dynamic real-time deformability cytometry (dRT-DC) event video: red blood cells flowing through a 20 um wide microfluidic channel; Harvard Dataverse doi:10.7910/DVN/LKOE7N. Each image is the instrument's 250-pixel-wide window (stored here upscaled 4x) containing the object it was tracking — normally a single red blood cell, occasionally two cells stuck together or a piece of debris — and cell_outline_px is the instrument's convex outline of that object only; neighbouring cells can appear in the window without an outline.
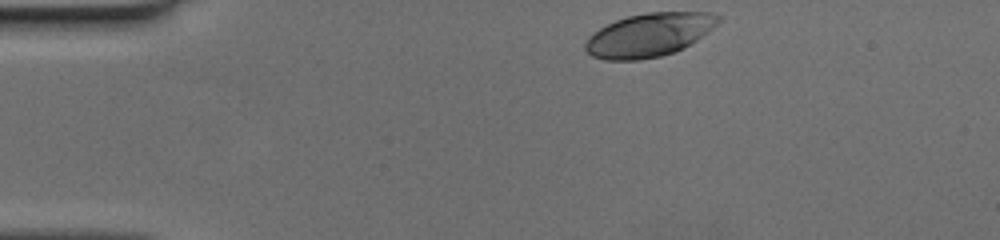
{"species": "human", "species_latin": "Homo sapiens", "temperature_condition": "cold", "stored_images_in_passage": 43, "camera_frame_rate_fps": 3000, "um_per_image_px": 0.085, "donor": {"sex": "female"}, "frame": {"image": 1, "passage_image": 1, "time_ms": 0.0, "image_size_px": [1000, 240], "cell_outline_px": [[720, 20], [712, 28], [696, 40], [684, 48], [660, 56], [640, 60], [604, 60], [592, 56], [584, 48], [584, 44], [588, 36], [600, 28], [616, 20], [628, 16], [648, 12], [716, 12], [720, 16]], "centroid_in_image_um": [55.16, 2.96], "position_along_channel_um": 29.8, "area_um2": 33.58}}
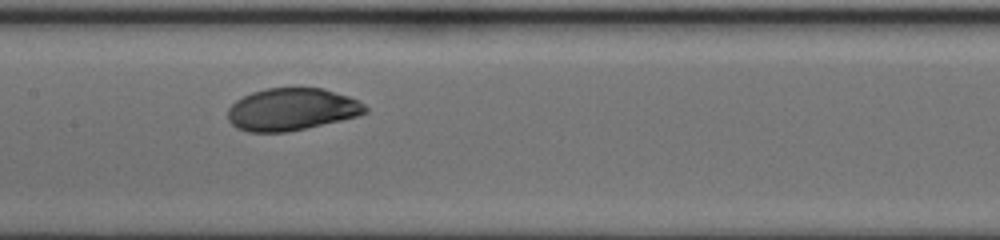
{"frame": {"image": 2, "passage_image": 18, "time_ms": 5.667, "image_size_px": [1000, 240], "cell_outline_px": [[368, 112], [360, 116], [288, 132], [248, 132], [236, 128], [228, 120], [228, 108], [236, 100], [252, 92], [268, 88], [324, 88], [348, 96], [364, 104], [368, 108]], "centroid_in_image_um": [24.8, 9.3], "position_along_channel_um": 182.6, "area_um2": 33.99}}
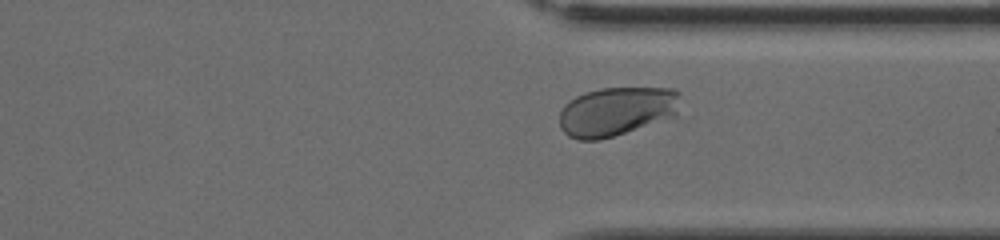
{"frame": {"image": 3, "passage_image": 31, "time_ms": 10.0, "image_size_px": [1000, 240], "cell_outline_px": [[680, 92], [676, 112], [672, 116], [600, 140], [576, 140], [568, 136], [560, 128], [560, 112], [564, 104], [568, 100], [584, 92], [600, 88], [676, 88]], "centroid_in_image_um": [52.34, 9.45], "position_along_channel_um": 359.1, "area_um2": 34.22}}